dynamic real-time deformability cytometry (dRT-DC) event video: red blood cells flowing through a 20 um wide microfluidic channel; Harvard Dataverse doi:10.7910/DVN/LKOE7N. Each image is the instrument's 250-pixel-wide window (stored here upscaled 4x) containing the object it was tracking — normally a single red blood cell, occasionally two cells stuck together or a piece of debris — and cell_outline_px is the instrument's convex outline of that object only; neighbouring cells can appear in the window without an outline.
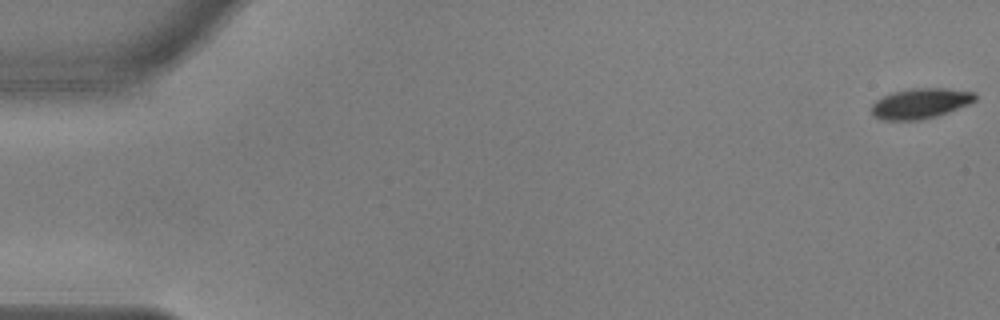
{"species": "common noctule bat (a hibernating species)", "species_latin": "Nyctalus noctula", "temperature_condition": "warm", "stored_images_in_passage": 57, "camera_frame_rate_fps": 3000, "um_per_image_px": 0.085, "animal": {"sex": "male", "body_mass_g": 17.9, "forearm_length_mm": 54.2}, "frame": {"image": 1, "passage_image": 1, "time_ms": 0.0, "image_size_px": [1000, 320], "cell_outline_px": [[976, 100], [968, 104], [948, 112], [936, 116], [920, 120], [880, 120], [872, 116], [872, 104], [876, 100], [892, 92], [912, 88], [948, 88], [976, 92]], "centroid_in_image_um": [78.23, 8.79], "position_along_channel_um": 6.8, "area_um2": 18.38}}
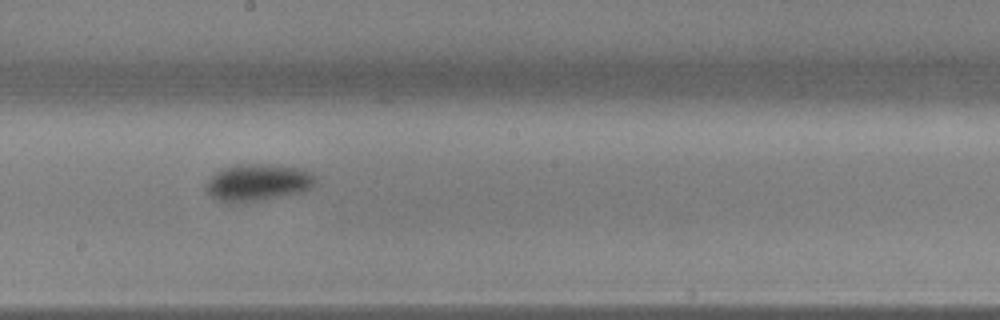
{"frame": {"image": 2, "passage_image": 32, "time_ms": 10.333, "image_size_px": [1000, 320], "cell_outline_px": [[320, 184], [304, 192], [264, 200], [236, 204], [224, 204], [216, 200], [204, 188], [204, 184], [220, 168], [232, 164], [276, 164], [304, 168], [312, 172], [320, 180]], "centroid_in_image_um": [21.97, 15.52], "position_along_channel_um": 226.2, "area_um2": 24.97}}
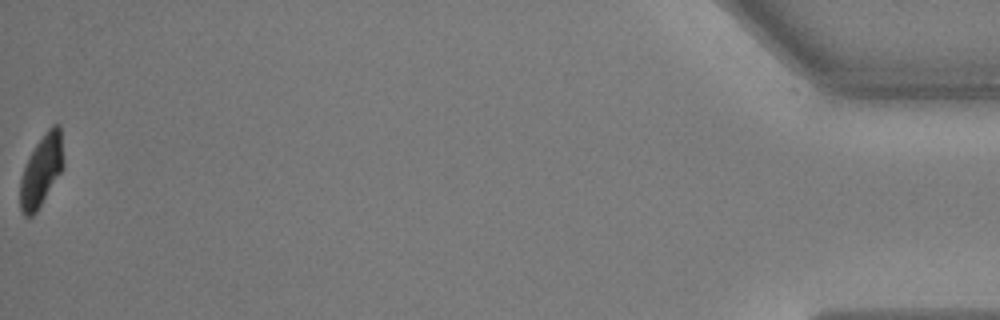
{"frame": {"image": 3, "passage_image": 57, "time_ms": 18.667, "image_size_px": [1000, 320], "cell_outline_px": [[64, 168], [36, 212], [32, 216], [24, 216], [20, 208], [20, 180], [24, 168], [36, 144], [48, 128], [52, 124], [60, 124], [64, 164]], "centroid_in_image_um": [3.54, 14.49], "position_along_channel_um": 431.7, "area_um2": 17.92}, "authors_computed_cell_mechanics": {"area_um2": 20.519, "velocity_mm_per_s": 3.6016, "shape_relaxation_time_tau1_ms": 2.3498, "shape_relaxation_time_tau2_ms": null, "deformation_change_tau1": 0.1287, "deformation_change_tau2": null}}